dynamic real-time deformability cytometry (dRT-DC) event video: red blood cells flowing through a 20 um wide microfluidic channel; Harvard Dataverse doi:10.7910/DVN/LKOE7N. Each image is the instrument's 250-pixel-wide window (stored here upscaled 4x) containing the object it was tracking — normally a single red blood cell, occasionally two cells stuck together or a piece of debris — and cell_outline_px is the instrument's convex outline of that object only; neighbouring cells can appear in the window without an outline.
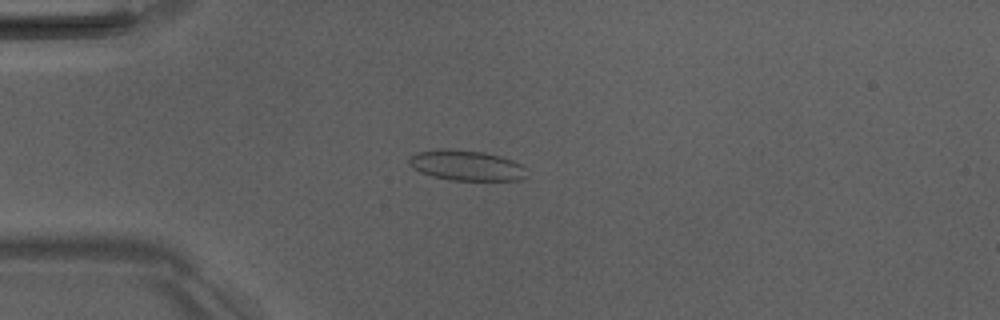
{"species": "Egyptian fruit bat (a non-hibernating species)", "species_latin": "Rousettus aegyptiacus", "temperature_condition": "room temperature", "stored_images_in_passage": 6, "camera_frame_rate_fps": 3000, "um_per_image_px": 0.085, "animal": {"sex": "male"}, "frame": {"image": 1, "passage_image": 4, "time_ms": 3.333, "image_size_px": [1000, 320], "cell_outline_px": [[528, 168], [524, 176], [520, 180], [452, 180], [432, 176], [420, 172], [412, 168], [408, 164], [408, 160], [412, 156], [420, 152], [440, 148], [448, 148], [484, 152], [500, 156], [512, 160]], "centroid_in_image_um": [39.64, 14.05], "position_along_channel_um": 45.4, "area_um2": 20.81}}